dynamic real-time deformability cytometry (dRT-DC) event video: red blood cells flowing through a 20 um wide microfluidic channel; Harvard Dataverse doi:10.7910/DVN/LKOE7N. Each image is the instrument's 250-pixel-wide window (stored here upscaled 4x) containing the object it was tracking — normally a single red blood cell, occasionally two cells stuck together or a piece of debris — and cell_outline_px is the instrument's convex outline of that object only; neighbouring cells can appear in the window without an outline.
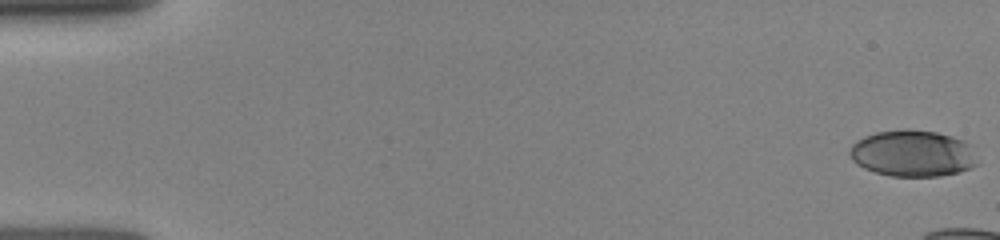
{"species": "human", "species_latin": "Homo sapiens", "temperature_condition": "room temperature", "stored_images_in_passage": 7, "camera_frame_rate_fps": 3000, "um_per_image_px": 0.085, "donor": {"sex": "female"}, "frame": {"image": 1, "passage_image": 1, "time_ms": 0.0, "image_size_px": [1000, 240], "cell_outline_px": [[980, 164], [972, 168], [960, 172], [940, 176], [892, 176], [876, 172], [864, 168], [856, 164], [848, 156], [848, 152], [852, 144], [856, 140], [864, 136], [876, 132], [904, 128], [908, 128], [936, 132], [952, 136], [972, 144]], "centroid_in_image_um": [77.61, 13.03], "position_along_channel_um": 7.4, "area_um2": 35.32}}